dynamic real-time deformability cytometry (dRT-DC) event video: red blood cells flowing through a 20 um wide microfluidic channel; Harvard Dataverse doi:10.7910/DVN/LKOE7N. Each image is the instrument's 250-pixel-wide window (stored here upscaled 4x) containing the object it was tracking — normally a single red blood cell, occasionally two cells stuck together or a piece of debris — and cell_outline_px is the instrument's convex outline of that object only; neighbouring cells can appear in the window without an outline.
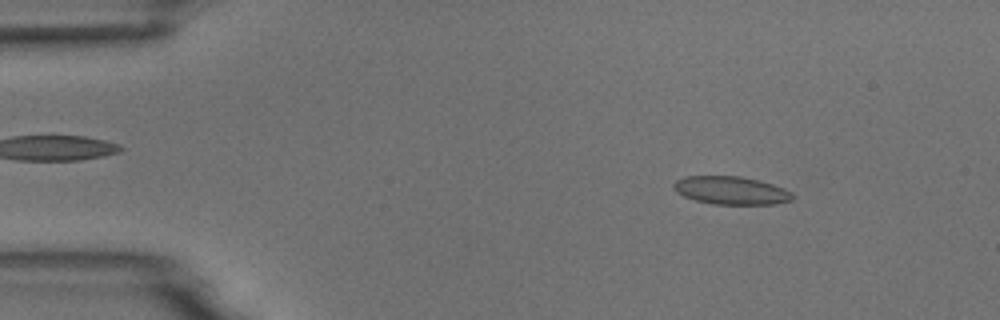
{"species": "common noctule bat (a hibernating species)", "species_latin": "Nyctalus noctula", "temperature_condition": "room temperature", "stored_images_in_passage": 4, "camera_frame_rate_fps": 3000, "um_per_image_px": 0.085, "animal": {"sex": "male", "body_mass_g": 18.8}, "frame": {"image": 1, "passage_image": 3, "time_ms": 2.333, "image_size_px": [1000, 320], "cell_outline_px": [[796, 196], [792, 200], [776, 204], [712, 204], [696, 200], [684, 196], [676, 192], [672, 188], [672, 184], [676, 180], [684, 176], [740, 176], [760, 180], [784, 188], [792, 192]], "centroid_in_image_um": [62.15, 16.18], "position_along_channel_um": 22.8, "area_um2": 19.65}}